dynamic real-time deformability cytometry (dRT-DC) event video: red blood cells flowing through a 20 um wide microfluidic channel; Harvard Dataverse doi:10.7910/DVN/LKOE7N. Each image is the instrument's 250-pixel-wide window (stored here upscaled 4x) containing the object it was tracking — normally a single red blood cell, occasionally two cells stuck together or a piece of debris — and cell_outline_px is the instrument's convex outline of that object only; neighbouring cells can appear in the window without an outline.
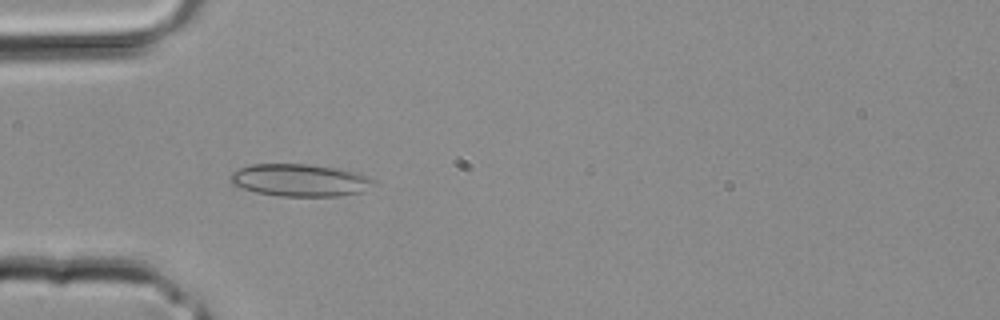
{"species": "common noctule bat (a hibernating species)", "species_latin": "Nyctalus noctula", "temperature_condition": "room temperature", "stored_images_in_passage": 1, "camera_frame_rate_fps": 3000, "um_per_image_px": 0.085, "animal": {"sex": "male", "body_mass_g": 20.4}, "frame": {"image": 1, "passage_image": 1, "time_ms": 0.0, "image_size_px": [1000, 320], "cell_outline_px": [[376, 180], [364, 192], [340, 196], [280, 196], [256, 192], [232, 184], [228, 176], [232, 172], [240, 168], [252, 164], [308, 164], [336, 168], [360, 172]], "centroid_in_image_um": [25.52, 15.31], "position_along_channel_um": 59.5, "area_um2": 27.17}}